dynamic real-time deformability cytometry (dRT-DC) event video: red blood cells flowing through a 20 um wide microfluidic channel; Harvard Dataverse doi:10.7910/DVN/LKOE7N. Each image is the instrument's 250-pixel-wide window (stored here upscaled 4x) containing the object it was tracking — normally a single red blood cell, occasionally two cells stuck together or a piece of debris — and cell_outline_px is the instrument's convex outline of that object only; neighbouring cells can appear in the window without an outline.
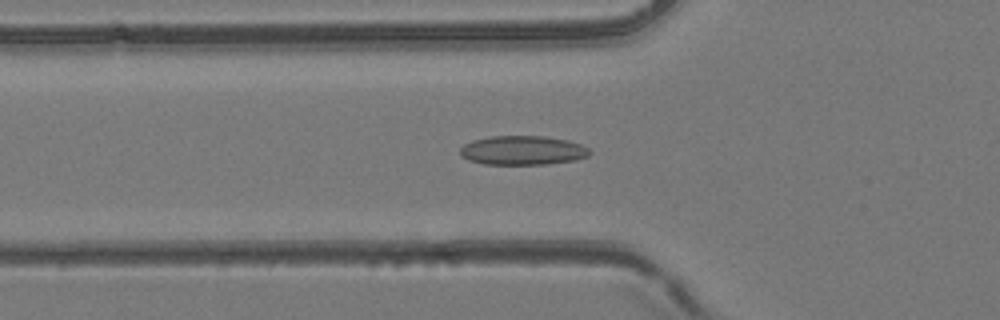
{"species": "common noctule bat (a hibernating species)", "species_latin": "Nyctalus noctula", "temperature_condition": "room temperature", "stored_images_in_passage": 37, "camera_frame_rate_fps": 3000, "um_per_image_px": 0.085, "animal": {"sex": "female", "body_mass_g": 24.6, "forearm_length_mm": 56.2}, "frame": {"image": 1, "passage_image": 16, "time_ms": 5.0, "image_size_px": [1000, 320], "cell_outline_px": [[592, 152], [588, 156], [576, 160], [544, 164], [484, 164], [468, 160], [460, 156], [460, 148], [464, 144], [472, 140], [492, 136], [544, 136], [568, 140], [580, 144], [588, 148]], "centroid_in_image_um": [44.42, 12.78], "position_along_channel_um": 81.4, "area_um2": 22.08}}
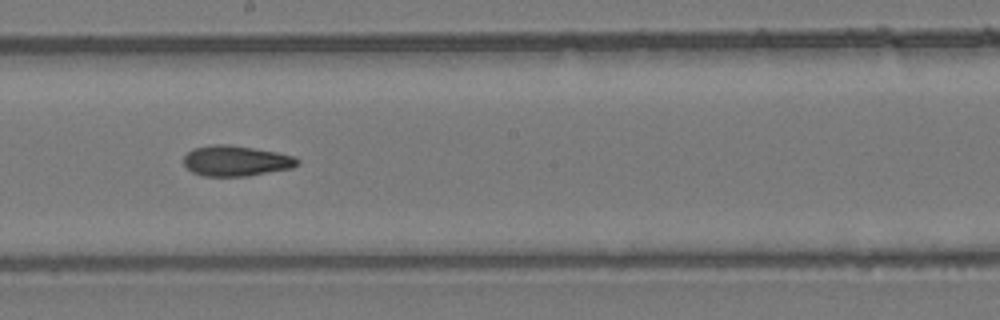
{"frame": {"image": 2, "passage_image": 26, "time_ms": 8.333, "image_size_px": [1000, 320], "cell_outline_px": [[300, 164], [292, 168], [248, 176], [204, 176], [192, 172], [184, 164], [184, 156], [192, 148], [212, 144], [228, 144], [276, 152], [292, 156], [300, 160]], "centroid_in_image_um": [20.05, 13.67], "position_along_channel_um": 228.1, "area_um2": 20.23}}
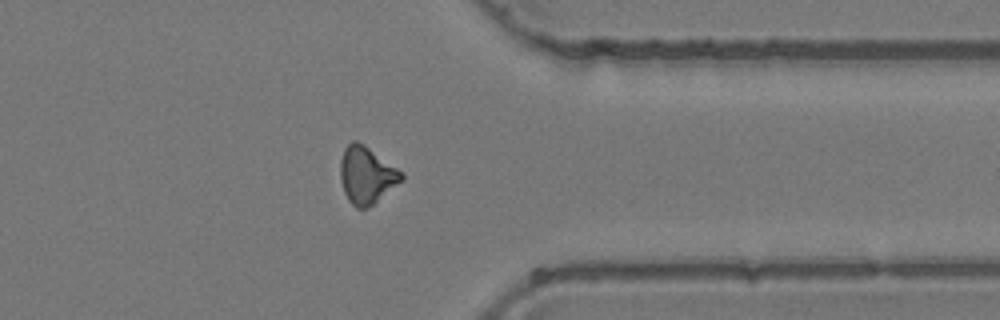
{"frame": {"image": 3, "passage_image": 37, "time_ms": 12.0, "image_size_px": [1000, 320], "cell_outline_px": [[404, 180], [368, 208], [356, 208], [348, 200], [344, 192], [340, 180], [340, 160], [344, 148], [352, 140], [356, 140], [364, 144], [396, 168], [404, 176]], "centroid_in_image_um": [31.13, 14.89], "position_along_channel_um": 380.3, "area_um2": 20.29}}